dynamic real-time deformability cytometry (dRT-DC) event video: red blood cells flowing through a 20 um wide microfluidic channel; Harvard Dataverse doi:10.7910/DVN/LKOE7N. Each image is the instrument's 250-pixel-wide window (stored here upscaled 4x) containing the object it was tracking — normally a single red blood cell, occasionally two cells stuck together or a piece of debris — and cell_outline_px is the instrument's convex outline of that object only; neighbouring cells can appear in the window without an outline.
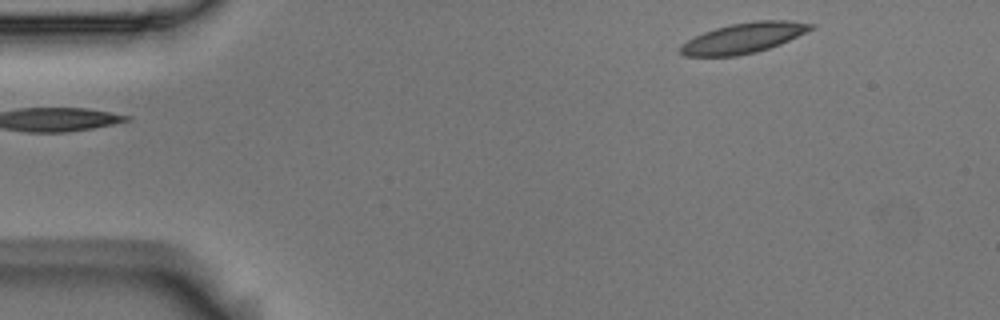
{"species": "Egyptian fruit bat (a non-hibernating species)", "species_latin": "Rousettus aegyptiacus", "temperature_condition": "room temperature", "stored_images_in_passage": 3, "segment_of_instrument_passage": [2, 2], "camera_frame_rate_fps": 3000, "um_per_image_px": 0.085, "animal": {"sex": "male"}, "frame": {"image": 1, "passage_image": 3, "time_ms": 0.667, "image_size_px": [1000, 320], "cell_outline_px": [[816, 24], [812, 28], [780, 44], [756, 52], [736, 56], [684, 56], [676, 48], [680, 44], [704, 32], [716, 28], [732, 24], [756, 20], [788, 20]], "centroid_in_image_um": [63.15, 3.23], "position_along_channel_um": 21.9, "area_um2": 22.83}}